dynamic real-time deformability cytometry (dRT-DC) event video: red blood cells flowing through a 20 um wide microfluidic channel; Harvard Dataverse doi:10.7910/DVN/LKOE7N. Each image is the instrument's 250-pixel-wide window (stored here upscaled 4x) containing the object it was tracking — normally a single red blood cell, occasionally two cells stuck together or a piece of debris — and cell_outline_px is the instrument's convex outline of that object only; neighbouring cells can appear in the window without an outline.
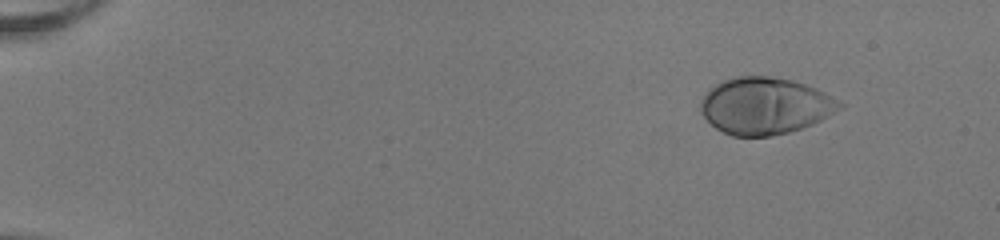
{"species": "human", "species_latin": "Homo sapiens", "temperature_condition": "room temperature", "stored_images_in_passage": 53, "camera_frame_rate_fps": 3000, "um_per_image_px": 0.085, "donor": {"sex": "female"}, "frame": {"image": 1, "passage_image": 7, "time_ms": 2.0, "image_size_px": [1000, 240], "cell_outline_px": [[844, 108], [812, 124], [788, 132], [772, 136], [732, 136], [716, 128], [700, 112], [700, 100], [708, 88], [732, 76], [768, 76], [792, 80], [816, 88], [824, 92], [844, 104]], "centroid_in_image_um": [65.01, 8.99], "position_along_channel_um": 20.0, "area_um2": 46.07}}
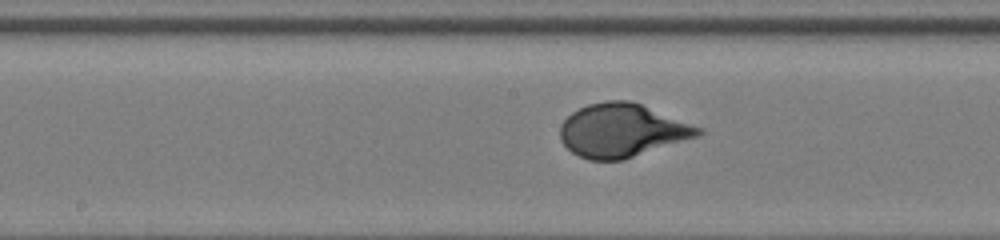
{"frame": {"image": 2, "passage_image": 30, "time_ms": 9.667, "image_size_px": [1000, 240], "cell_outline_px": [[704, 132], [700, 136], [624, 160], [588, 160], [572, 152], [560, 140], [560, 124], [572, 112], [588, 104], [608, 100], [628, 100], [640, 104], [704, 128]], "centroid_in_image_um": [52.89, 11.1], "position_along_channel_um": 195.3, "area_um2": 43.06}}
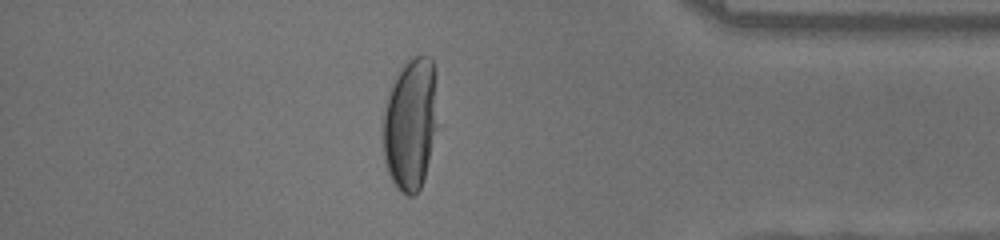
{"frame": {"image": 3, "passage_image": 47, "time_ms": 15.333, "image_size_px": [1000, 240], "cell_outline_px": [[436, 128], [424, 176], [420, 188], [416, 196], [408, 196], [400, 192], [396, 188], [388, 172], [384, 160], [384, 100], [392, 76], [412, 56], [428, 56], [432, 60]], "centroid_in_image_um": [34.82, 10.53], "position_along_channel_um": 400.4, "area_um2": 41.73}, "authors_computed_cell_mechanics": {"area_um2": 43.1188, "velocity_mm_per_s": 4.0017, "shape_relaxation_time_tau1_ms": 3.3119, "shape_relaxation_time_tau2_ms": null, "deformation_change_tau1": 0.2321, "deformation_change_tau2": null}}